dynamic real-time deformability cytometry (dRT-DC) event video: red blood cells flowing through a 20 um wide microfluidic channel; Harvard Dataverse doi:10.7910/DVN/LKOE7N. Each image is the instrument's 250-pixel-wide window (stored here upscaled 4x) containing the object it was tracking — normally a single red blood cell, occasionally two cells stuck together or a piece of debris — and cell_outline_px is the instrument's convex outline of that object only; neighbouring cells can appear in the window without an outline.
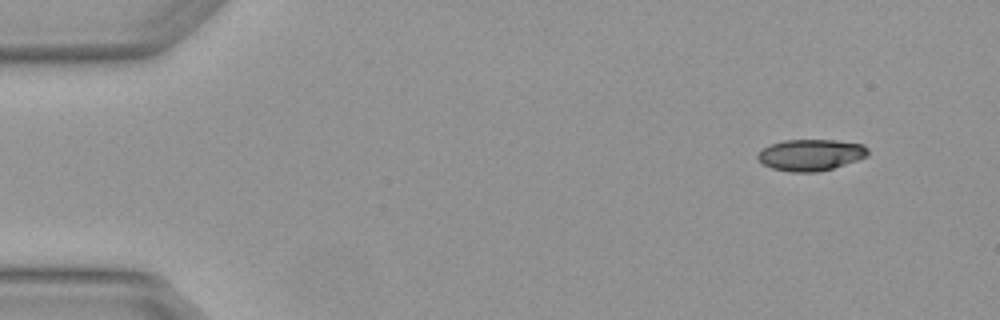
{"species": "Egyptian fruit bat (a non-hibernating species)", "species_latin": "Rousettus aegyptiacus", "temperature_condition": "warm", "stored_images_in_passage": 3, "camera_frame_rate_fps": 3000, "um_per_image_px": 0.085, "animal": {"sex": "female"}, "frame": {"image": 1, "passage_image": 1, "time_ms": 0.0, "image_size_px": [1000, 320], "cell_outline_px": [[868, 156], [832, 168], [816, 172], [792, 172], [772, 168], [764, 164], [756, 156], [764, 148], [772, 144], [784, 140], [836, 140], [864, 144], [868, 148]], "centroid_in_image_um": [68.94, 13.16], "position_along_channel_um": 16.1, "area_um2": 19.94}}
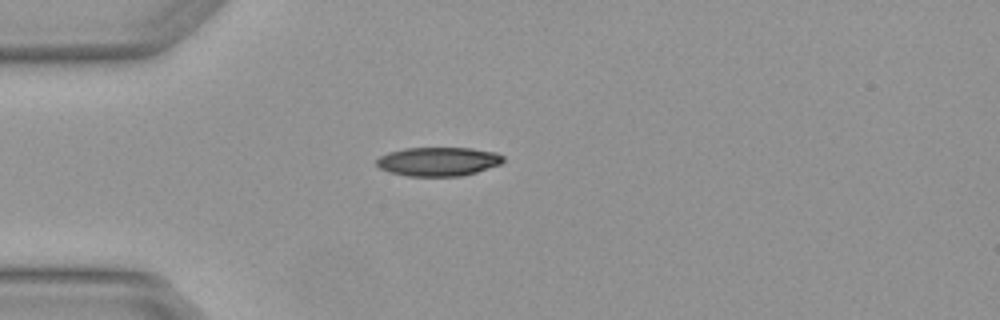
{"frame": {"image": 2, "passage_image": 3, "time_ms": 0.667, "image_size_px": [1000, 320], "cell_outline_px": [[504, 160], [500, 164], [476, 172], [460, 176], [408, 176], [388, 172], [380, 168], [376, 164], [376, 160], [380, 156], [388, 152], [404, 148], [472, 148], [496, 152], [504, 156]], "centroid_in_image_um": [37.24, 13.72], "position_along_channel_um": 47.8, "area_um2": 21.39}}